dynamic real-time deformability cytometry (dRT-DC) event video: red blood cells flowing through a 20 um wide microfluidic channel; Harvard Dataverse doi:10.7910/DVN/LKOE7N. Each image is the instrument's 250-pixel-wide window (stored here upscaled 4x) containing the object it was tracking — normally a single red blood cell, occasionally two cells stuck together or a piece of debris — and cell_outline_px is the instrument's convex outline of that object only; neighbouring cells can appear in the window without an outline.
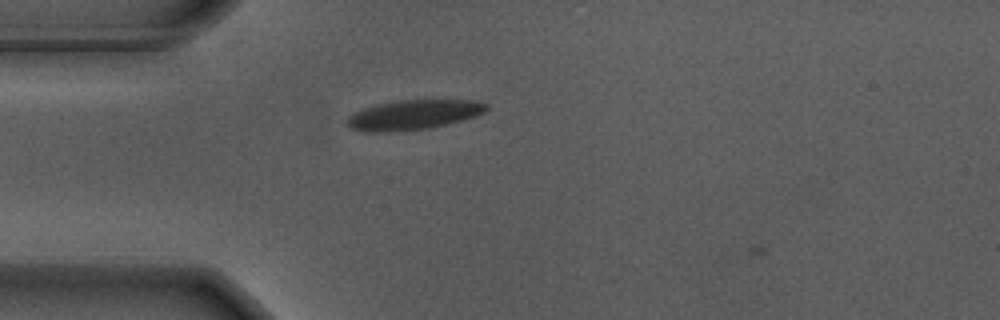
{"species": "Egyptian fruit bat (a non-hibernating species)", "species_latin": "Rousettus aegyptiacus", "temperature_condition": "warm", "stored_images_in_passage": 4, "camera_frame_rate_fps": 3000, "um_per_image_px": 0.085, "animal": {"sex": "male"}, "frame": {"image": 1, "passage_image": 3, "time_ms": 0.667, "image_size_px": [1000, 320], "cell_outline_px": [[488, 108], [484, 112], [476, 116], [448, 124], [428, 128], [384, 132], [368, 132], [352, 128], [344, 124], [344, 120], [352, 112], [376, 104], [400, 100], [476, 100], [488, 104]], "centroid_in_image_um": [35.11, 9.75], "position_along_channel_um": 49.9, "area_um2": 24.28}}